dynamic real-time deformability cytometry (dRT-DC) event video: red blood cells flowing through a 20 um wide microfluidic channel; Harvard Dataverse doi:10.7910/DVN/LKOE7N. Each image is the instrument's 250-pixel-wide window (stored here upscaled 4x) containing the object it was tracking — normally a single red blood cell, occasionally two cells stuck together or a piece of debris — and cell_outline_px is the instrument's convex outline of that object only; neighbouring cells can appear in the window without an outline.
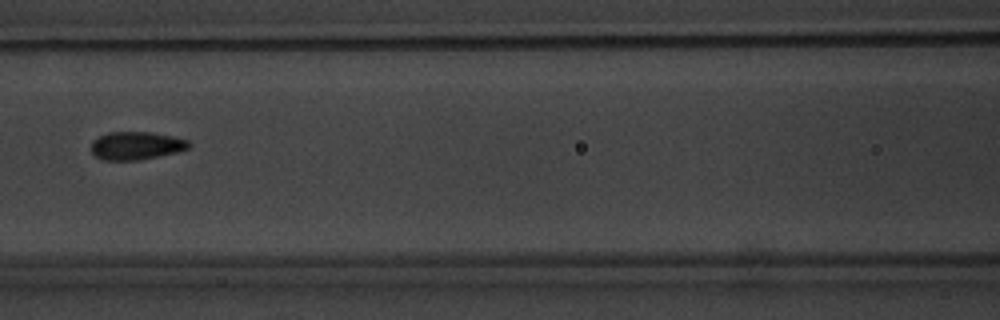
{"species": "common noctule bat (a hibernating species)", "species_latin": "Nyctalus noctula", "temperature_condition": "warm", "stored_images_in_passage": 10, "camera_frame_rate_fps": 3000, "um_per_image_px": 0.085, "animal": {"sex": "male", "body_mass_g": 20.1, "forearm_length_mm": 53.5}, "frame": {"image": 1, "passage_image": 5, "time_ms": 4.667, "image_size_px": [1000, 320], "cell_outline_px": [[192, 144], [188, 148], [176, 152], [136, 160], [100, 160], [92, 152], [92, 140], [108, 132], [152, 132], [172, 136], [188, 140]], "centroid_in_image_um": [11.56, 12.37], "position_along_channel_um": 155.0, "area_um2": 15.84}}
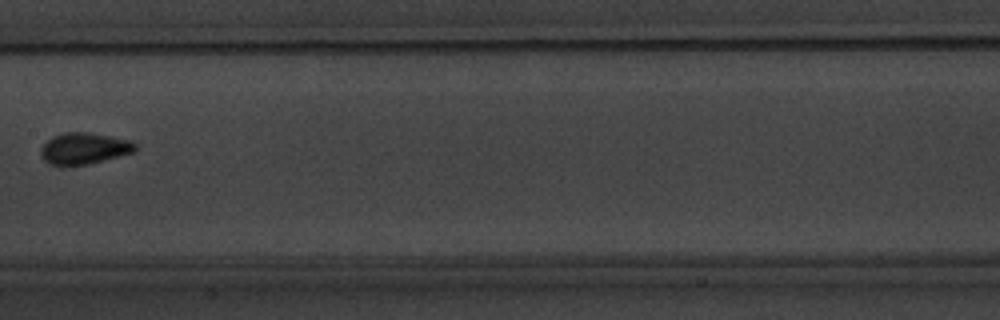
{"frame": {"image": 2, "passage_image": 6, "time_ms": 6.0, "image_size_px": [1000, 320], "cell_outline_px": [[136, 148], [132, 152], [88, 164], [60, 168], [48, 164], [40, 156], [40, 148], [52, 136], [64, 132], [88, 132], [112, 136], [128, 140], [136, 144]], "centroid_in_image_um": [7.05, 12.64], "position_along_channel_um": 200.3, "area_um2": 17.57}}
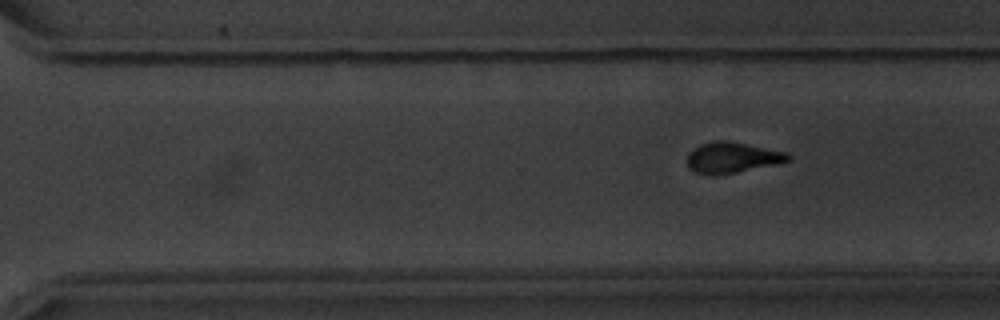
{"frame": {"image": 3, "passage_image": 10, "time_ms": 11.667, "image_size_px": [1000, 320], "cell_outline_px": [[792, 160], [736, 172], [716, 176], [712, 176], [696, 172], [688, 168], [688, 152], [692, 148], [700, 144], [716, 140], [724, 140], [788, 152], [792, 156]], "centroid_in_image_um": [62.21, 13.39], "position_along_channel_um": 308.4, "area_um2": 18.09}}